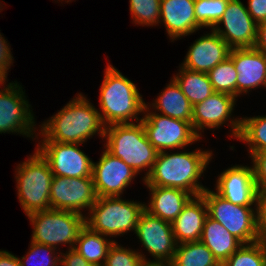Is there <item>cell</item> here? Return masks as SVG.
<instances>
[{
	"label": "cell",
	"instance_id": "obj_13",
	"mask_svg": "<svg viewBox=\"0 0 266 266\" xmlns=\"http://www.w3.org/2000/svg\"><path fill=\"white\" fill-rule=\"evenodd\" d=\"M236 101V97L232 95L215 92L204 101L195 104L192 114L194 132L201 138V132H204V129L215 130L230 122L232 129L230 130L232 134L230 136L237 139L241 128V118H231Z\"/></svg>",
	"mask_w": 266,
	"mask_h": 266
},
{
	"label": "cell",
	"instance_id": "obj_37",
	"mask_svg": "<svg viewBox=\"0 0 266 266\" xmlns=\"http://www.w3.org/2000/svg\"><path fill=\"white\" fill-rule=\"evenodd\" d=\"M13 54L10 51L9 43L0 33V78L7 81L8 69L13 64Z\"/></svg>",
	"mask_w": 266,
	"mask_h": 266
},
{
	"label": "cell",
	"instance_id": "obj_5",
	"mask_svg": "<svg viewBox=\"0 0 266 266\" xmlns=\"http://www.w3.org/2000/svg\"><path fill=\"white\" fill-rule=\"evenodd\" d=\"M122 197H97L96 202L85 217V225L91 230L109 237L124 235L136 231L143 202L124 200Z\"/></svg>",
	"mask_w": 266,
	"mask_h": 266
},
{
	"label": "cell",
	"instance_id": "obj_10",
	"mask_svg": "<svg viewBox=\"0 0 266 266\" xmlns=\"http://www.w3.org/2000/svg\"><path fill=\"white\" fill-rule=\"evenodd\" d=\"M14 82L7 85L5 81L0 83L1 86H4L3 89H0V133L12 132L25 135L32 140L34 137L38 139V133H35L36 128L34 127L36 126L35 117L30 110L31 105L25 98L22 86L16 81Z\"/></svg>",
	"mask_w": 266,
	"mask_h": 266
},
{
	"label": "cell",
	"instance_id": "obj_14",
	"mask_svg": "<svg viewBox=\"0 0 266 266\" xmlns=\"http://www.w3.org/2000/svg\"><path fill=\"white\" fill-rule=\"evenodd\" d=\"M145 250L153 256L151 262L171 263L177 249V241L170 222L143 211L135 231Z\"/></svg>",
	"mask_w": 266,
	"mask_h": 266
},
{
	"label": "cell",
	"instance_id": "obj_24",
	"mask_svg": "<svg viewBox=\"0 0 266 266\" xmlns=\"http://www.w3.org/2000/svg\"><path fill=\"white\" fill-rule=\"evenodd\" d=\"M156 100L148 107L158 110L161 115L180 119L192 124L193 105L183 94L180 86L172 77Z\"/></svg>",
	"mask_w": 266,
	"mask_h": 266
},
{
	"label": "cell",
	"instance_id": "obj_31",
	"mask_svg": "<svg viewBox=\"0 0 266 266\" xmlns=\"http://www.w3.org/2000/svg\"><path fill=\"white\" fill-rule=\"evenodd\" d=\"M132 21L136 25L156 26L160 23V0H129Z\"/></svg>",
	"mask_w": 266,
	"mask_h": 266
},
{
	"label": "cell",
	"instance_id": "obj_34",
	"mask_svg": "<svg viewBox=\"0 0 266 266\" xmlns=\"http://www.w3.org/2000/svg\"><path fill=\"white\" fill-rule=\"evenodd\" d=\"M145 256L143 253L125 248L115 241L108 251L103 266H142L144 262H151Z\"/></svg>",
	"mask_w": 266,
	"mask_h": 266
},
{
	"label": "cell",
	"instance_id": "obj_7",
	"mask_svg": "<svg viewBox=\"0 0 266 266\" xmlns=\"http://www.w3.org/2000/svg\"><path fill=\"white\" fill-rule=\"evenodd\" d=\"M33 226L31 241L58 248L69 244L73 249L80 231L85 226V214L48 209L27 215ZM57 246V247H56Z\"/></svg>",
	"mask_w": 266,
	"mask_h": 266
},
{
	"label": "cell",
	"instance_id": "obj_44",
	"mask_svg": "<svg viewBox=\"0 0 266 266\" xmlns=\"http://www.w3.org/2000/svg\"><path fill=\"white\" fill-rule=\"evenodd\" d=\"M0 2H1V1H0ZM0 10H3L1 3H0ZM0 12H1V11H0Z\"/></svg>",
	"mask_w": 266,
	"mask_h": 266
},
{
	"label": "cell",
	"instance_id": "obj_12",
	"mask_svg": "<svg viewBox=\"0 0 266 266\" xmlns=\"http://www.w3.org/2000/svg\"><path fill=\"white\" fill-rule=\"evenodd\" d=\"M92 177L66 178L53 176L50 188V209L76 212L81 215L96 202Z\"/></svg>",
	"mask_w": 266,
	"mask_h": 266
},
{
	"label": "cell",
	"instance_id": "obj_29",
	"mask_svg": "<svg viewBox=\"0 0 266 266\" xmlns=\"http://www.w3.org/2000/svg\"><path fill=\"white\" fill-rule=\"evenodd\" d=\"M215 92L226 93L237 98V71L230 57L216 65L208 73Z\"/></svg>",
	"mask_w": 266,
	"mask_h": 266
},
{
	"label": "cell",
	"instance_id": "obj_39",
	"mask_svg": "<svg viewBox=\"0 0 266 266\" xmlns=\"http://www.w3.org/2000/svg\"><path fill=\"white\" fill-rule=\"evenodd\" d=\"M61 261L60 266H96L91 265L82 255H80L75 249H68L66 254L60 252Z\"/></svg>",
	"mask_w": 266,
	"mask_h": 266
},
{
	"label": "cell",
	"instance_id": "obj_27",
	"mask_svg": "<svg viewBox=\"0 0 266 266\" xmlns=\"http://www.w3.org/2000/svg\"><path fill=\"white\" fill-rule=\"evenodd\" d=\"M172 266H222L213 256L212 251L201 241L177 245Z\"/></svg>",
	"mask_w": 266,
	"mask_h": 266
},
{
	"label": "cell",
	"instance_id": "obj_25",
	"mask_svg": "<svg viewBox=\"0 0 266 266\" xmlns=\"http://www.w3.org/2000/svg\"><path fill=\"white\" fill-rule=\"evenodd\" d=\"M99 232L84 226L76 240L75 249L91 265L103 266L108 255V251L115 240L107 239Z\"/></svg>",
	"mask_w": 266,
	"mask_h": 266
},
{
	"label": "cell",
	"instance_id": "obj_17",
	"mask_svg": "<svg viewBox=\"0 0 266 266\" xmlns=\"http://www.w3.org/2000/svg\"><path fill=\"white\" fill-rule=\"evenodd\" d=\"M216 193L233 204L256 207L257 186L252 166L234 165L216 180Z\"/></svg>",
	"mask_w": 266,
	"mask_h": 266
},
{
	"label": "cell",
	"instance_id": "obj_23",
	"mask_svg": "<svg viewBox=\"0 0 266 266\" xmlns=\"http://www.w3.org/2000/svg\"><path fill=\"white\" fill-rule=\"evenodd\" d=\"M200 241L212 251L220 265L243 245L223 225L209 216L205 219Z\"/></svg>",
	"mask_w": 266,
	"mask_h": 266
},
{
	"label": "cell",
	"instance_id": "obj_26",
	"mask_svg": "<svg viewBox=\"0 0 266 266\" xmlns=\"http://www.w3.org/2000/svg\"><path fill=\"white\" fill-rule=\"evenodd\" d=\"M179 67V72L173 78L193 106L215 93L207 73L191 71L181 65Z\"/></svg>",
	"mask_w": 266,
	"mask_h": 266
},
{
	"label": "cell",
	"instance_id": "obj_3",
	"mask_svg": "<svg viewBox=\"0 0 266 266\" xmlns=\"http://www.w3.org/2000/svg\"><path fill=\"white\" fill-rule=\"evenodd\" d=\"M103 78L99 90L101 109L98 112L105 127L141 122L139 115L144 113L146 103L135 83L109 63Z\"/></svg>",
	"mask_w": 266,
	"mask_h": 266
},
{
	"label": "cell",
	"instance_id": "obj_35",
	"mask_svg": "<svg viewBox=\"0 0 266 266\" xmlns=\"http://www.w3.org/2000/svg\"><path fill=\"white\" fill-rule=\"evenodd\" d=\"M256 216L260 240L266 243V189L257 190Z\"/></svg>",
	"mask_w": 266,
	"mask_h": 266
},
{
	"label": "cell",
	"instance_id": "obj_32",
	"mask_svg": "<svg viewBox=\"0 0 266 266\" xmlns=\"http://www.w3.org/2000/svg\"><path fill=\"white\" fill-rule=\"evenodd\" d=\"M229 0H195V18L204 28H213L225 12Z\"/></svg>",
	"mask_w": 266,
	"mask_h": 266
},
{
	"label": "cell",
	"instance_id": "obj_4",
	"mask_svg": "<svg viewBox=\"0 0 266 266\" xmlns=\"http://www.w3.org/2000/svg\"><path fill=\"white\" fill-rule=\"evenodd\" d=\"M104 140L105 149L124 161L137 174L146 170L143 180L149 175L158 151L147 139L142 122L107 126Z\"/></svg>",
	"mask_w": 266,
	"mask_h": 266
},
{
	"label": "cell",
	"instance_id": "obj_2",
	"mask_svg": "<svg viewBox=\"0 0 266 266\" xmlns=\"http://www.w3.org/2000/svg\"><path fill=\"white\" fill-rule=\"evenodd\" d=\"M76 96L39 125L42 141L83 144L96 133L104 139L105 125L98 110L83 94Z\"/></svg>",
	"mask_w": 266,
	"mask_h": 266
},
{
	"label": "cell",
	"instance_id": "obj_28",
	"mask_svg": "<svg viewBox=\"0 0 266 266\" xmlns=\"http://www.w3.org/2000/svg\"><path fill=\"white\" fill-rule=\"evenodd\" d=\"M238 139L248 144L250 157L255 153L266 151V115L241 117Z\"/></svg>",
	"mask_w": 266,
	"mask_h": 266
},
{
	"label": "cell",
	"instance_id": "obj_11",
	"mask_svg": "<svg viewBox=\"0 0 266 266\" xmlns=\"http://www.w3.org/2000/svg\"><path fill=\"white\" fill-rule=\"evenodd\" d=\"M36 150L48 162L54 176L92 177L93 161L80 150V143L40 141Z\"/></svg>",
	"mask_w": 266,
	"mask_h": 266
},
{
	"label": "cell",
	"instance_id": "obj_15",
	"mask_svg": "<svg viewBox=\"0 0 266 266\" xmlns=\"http://www.w3.org/2000/svg\"><path fill=\"white\" fill-rule=\"evenodd\" d=\"M224 25V29L220 28ZM258 25L240 0H229L225 12L212 28L231 49L253 48Z\"/></svg>",
	"mask_w": 266,
	"mask_h": 266
},
{
	"label": "cell",
	"instance_id": "obj_41",
	"mask_svg": "<svg viewBox=\"0 0 266 266\" xmlns=\"http://www.w3.org/2000/svg\"><path fill=\"white\" fill-rule=\"evenodd\" d=\"M0 266H21V264L16 255L6 250H0Z\"/></svg>",
	"mask_w": 266,
	"mask_h": 266
},
{
	"label": "cell",
	"instance_id": "obj_43",
	"mask_svg": "<svg viewBox=\"0 0 266 266\" xmlns=\"http://www.w3.org/2000/svg\"><path fill=\"white\" fill-rule=\"evenodd\" d=\"M59 1H60V0H59ZM61 1H64V0H61ZM65 2L69 3V2H71V0H66Z\"/></svg>",
	"mask_w": 266,
	"mask_h": 266
},
{
	"label": "cell",
	"instance_id": "obj_9",
	"mask_svg": "<svg viewBox=\"0 0 266 266\" xmlns=\"http://www.w3.org/2000/svg\"><path fill=\"white\" fill-rule=\"evenodd\" d=\"M150 110L146 104L145 115L143 114L141 122L147 139L158 153L171 151V149H184L200 141L201 138L194 132L190 122L164 116L158 112H150Z\"/></svg>",
	"mask_w": 266,
	"mask_h": 266
},
{
	"label": "cell",
	"instance_id": "obj_1",
	"mask_svg": "<svg viewBox=\"0 0 266 266\" xmlns=\"http://www.w3.org/2000/svg\"><path fill=\"white\" fill-rule=\"evenodd\" d=\"M212 155V151L201 149L192 152H160L143 183L146 186L182 189L193 196L201 195L207 188L198 180L208 167Z\"/></svg>",
	"mask_w": 266,
	"mask_h": 266
},
{
	"label": "cell",
	"instance_id": "obj_21",
	"mask_svg": "<svg viewBox=\"0 0 266 266\" xmlns=\"http://www.w3.org/2000/svg\"><path fill=\"white\" fill-rule=\"evenodd\" d=\"M207 216L208 209L203 196H193L171 223L177 243L200 241Z\"/></svg>",
	"mask_w": 266,
	"mask_h": 266
},
{
	"label": "cell",
	"instance_id": "obj_22",
	"mask_svg": "<svg viewBox=\"0 0 266 266\" xmlns=\"http://www.w3.org/2000/svg\"><path fill=\"white\" fill-rule=\"evenodd\" d=\"M150 193V202L144 210L150 215L172 223L193 197L185 190L171 187L146 186Z\"/></svg>",
	"mask_w": 266,
	"mask_h": 266
},
{
	"label": "cell",
	"instance_id": "obj_36",
	"mask_svg": "<svg viewBox=\"0 0 266 266\" xmlns=\"http://www.w3.org/2000/svg\"><path fill=\"white\" fill-rule=\"evenodd\" d=\"M251 160L257 189L264 190L266 189V151L255 153Z\"/></svg>",
	"mask_w": 266,
	"mask_h": 266
},
{
	"label": "cell",
	"instance_id": "obj_16",
	"mask_svg": "<svg viewBox=\"0 0 266 266\" xmlns=\"http://www.w3.org/2000/svg\"><path fill=\"white\" fill-rule=\"evenodd\" d=\"M138 174L106 149L99 161L93 162L92 178L97 197H121Z\"/></svg>",
	"mask_w": 266,
	"mask_h": 266
},
{
	"label": "cell",
	"instance_id": "obj_6",
	"mask_svg": "<svg viewBox=\"0 0 266 266\" xmlns=\"http://www.w3.org/2000/svg\"><path fill=\"white\" fill-rule=\"evenodd\" d=\"M16 166L18 200L25 215L50 209L53 173L48 162L37 151Z\"/></svg>",
	"mask_w": 266,
	"mask_h": 266
},
{
	"label": "cell",
	"instance_id": "obj_33",
	"mask_svg": "<svg viewBox=\"0 0 266 266\" xmlns=\"http://www.w3.org/2000/svg\"><path fill=\"white\" fill-rule=\"evenodd\" d=\"M56 249L31 241L27 255L19 258L20 264L21 266H60L61 254L56 253Z\"/></svg>",
	"mask_w": 266,
	"mask_h": 266
},
{
	"label": "cell",
	"instance_id": "obj_8",
	"mask_svg": "<svg viewBox=\"0 0 266 266\" xmlns=\"http://www.w3.org/2000/svg\"><path fill=\"white\" fill-rule=\"evenodd\" d=\"M201 195L206 202L208 216L223 225L243 244L260 240L256 208L233 204L208 188Z\"/></svg>",
	"mask_w": 266,
	"mask_h": 266
},
{
	"label": "cell",
	"instance_id": "obj_18",
	"mask_svg": "<svg viewBox=\"0 0 266 266\" xmlns=\"http://www.w3.org/2000/svg\"><path fill=\"white\" fill-rule=\"evenodd\" d=\"M229 57L237 71V97L266 87V54L253 48H234Z\"/></svg>",
	"mask_w": 266,
	"mask_h": 266
},
{
	"label": "cell",
	"instance_id": "obj_42",
	"mask_svg": "<svg viewBox=\"0 0 266 266\" xmlns=\"http://www.w3.org/2000/svg\"><path fill=\"white\" fill-rule=\"evenodd\" d=\"M142 266H172L171 263L144 262Z\"/></svg>",
	"mask_w": 266,
	"mask_h": 266
},
{
	"label": "cell",
	"instance_id": "obj_38",
	"mask_svg": "<svg viewBox=\"0 0 266 266\" xmlns=\"http://www.w3.org/2000/svg\"><path fill=\"white\" fill-rule=\"evenodd\" d=\"M246 8L257 25L266 22V0H248Z\"/></svg>",
	"mask_w": 266,
	"mask_h": 266
},
{
	"label": "cell",
	"instance_id": "obj_20",
	"mask_svg": "<svg viewBox=\"0 0 266 266\" xmlns=\"http://www.w3.org/2000/svg\"><path fill=\"white\" fill-rule=\"evenodd\" d=\"M195 0H160V24L174 41L203 28L195 18Z\"/></svg>",
	"mask_w": 266,
	"mask_h": 266
},
{
	"label": "cell",
	"instance_id": "obj_30",
	"mask_svg": "<svg viewBox=\"0 0 266 266\" xmlns=\"http://www.w3.org/2000/svg\"><path fill=\"white\" fill-rule=\"evenodd\" d=\"M222 266H266V243L243 244Z\"/></svg>",
	"mask_w": 266,
	"mask_h": 266
},
{
	"label": "cell",
	"instance_id": "obj_40",
	"mask_svg": "<svg viewBox=\"0 0 266 266\" xmlns=\"http://www.w3.org/2000/svg\"><path fill=\"white\" fill-rule=\"evenodd\" d=\"M254 48L266 54V22L258 24Z\"/></svg>",
	"mask_w": 266,
	"mask_h": 266
},
{
	"label": "cell",
	"instance_id": "obj_19",
	"mask_svg": "<svg viewBox=\"0 0 266 266\" xmlns=\"http://www.w3.org/2000/svg\"><path fill=\"white\" fill-rule=\"evenodd\" d=\"M231 48L213 30L204 34L189 47L182 67L202 73H208L216 65L229 57Z\"/></svg>",
	"mask_w": 266,
	"mask_h": 266
}]
</instances>
